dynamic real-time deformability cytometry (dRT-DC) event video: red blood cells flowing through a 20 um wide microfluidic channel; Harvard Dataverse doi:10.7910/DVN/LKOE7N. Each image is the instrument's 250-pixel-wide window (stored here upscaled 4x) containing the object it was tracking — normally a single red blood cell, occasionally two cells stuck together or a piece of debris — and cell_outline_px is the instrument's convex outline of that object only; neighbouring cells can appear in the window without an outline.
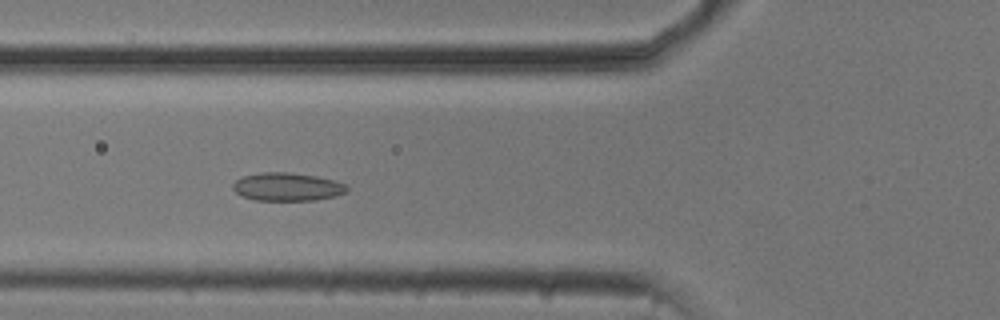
{"species": "common noctule bat (a hibernating species)", "species_latin": "Nyctalus noctula", "temperature_condition": "cold", "stored_images_in_passage": 40, "camera_frame_rate_fps": 3000, "um_per_image_px": 0.085, "animal": {"sex": "male", "body_mass_g": 20.5, "forearm_length_mm": 52.5}, "frame": {"image": 1, "passage_image": 6, "time_ms": 1.667, "image_size_px": [1000, 320], "cell_outline_px": [[348, 192], [336, 196], [316, 200], [256, 200], [240, 196], [232, 188], [232, 184], [236, 180], [244, 176], [264, 172], [288, 172], [316, 176], [336, 180], [344, 184], [348, 188]], "centroid_in_image_um": [24.43, 15.88], "position_along_channel_um": 101.4, "area_um2": 18.79}}
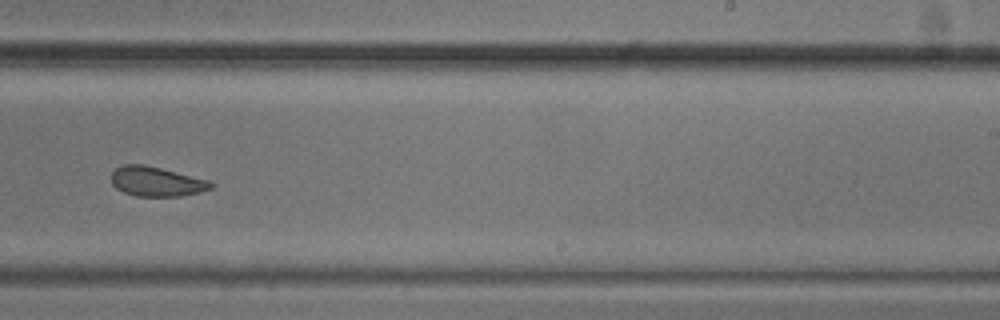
{"frame": {"image": 2, "passage_image": 20, "time_ms": 6.333, "image_size_px": [1000, 320], "cell_outline_px": [[216, 184], [212, 188], [200, 192], [180, 196], [136, 196], [124, 192], [116, 188], [112, 184], [112, 172], [116, 168], [124, 164], [144, 164], [208, 180]], "centroid_in_image_um": [13.3, 15.43], "position_along_channel_um": 275.7, "area_um2": 17.11}}
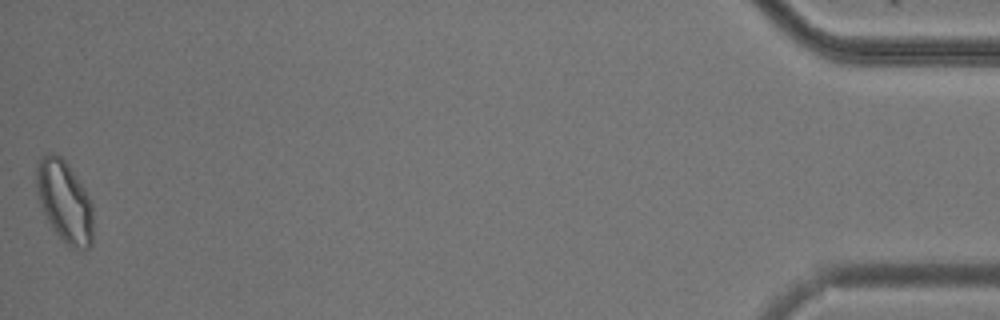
{"frame": {"image": 3, "passage_image": 40, "time_ms": 13.0, "image_size_px": [1000, 320], "cell_outline_px": [[92, 244], [88, 248], [68, 248], [56, 232], [48, 220], [44, 212], [36, 192], [36, 164], [40, 156], [48, 152], [56, 152], [64, 160], [84, 188], [92, 204]], "centroid_in_image_um": [5.46, 17.1], "position_along_channel_um": 429.7, "area_um2": 26.93}, "authors_computed_cell_mechanics": {"area_um2": 18.2359, "velocity_mm_per_s": 3.744, "shape_relaxation_time_tau1_ms": null, "shape_relaxation_time_tau2_ms": 2.9369, "deformation_change_tau1": null, "deformation_change_tau2": 0.0915}}